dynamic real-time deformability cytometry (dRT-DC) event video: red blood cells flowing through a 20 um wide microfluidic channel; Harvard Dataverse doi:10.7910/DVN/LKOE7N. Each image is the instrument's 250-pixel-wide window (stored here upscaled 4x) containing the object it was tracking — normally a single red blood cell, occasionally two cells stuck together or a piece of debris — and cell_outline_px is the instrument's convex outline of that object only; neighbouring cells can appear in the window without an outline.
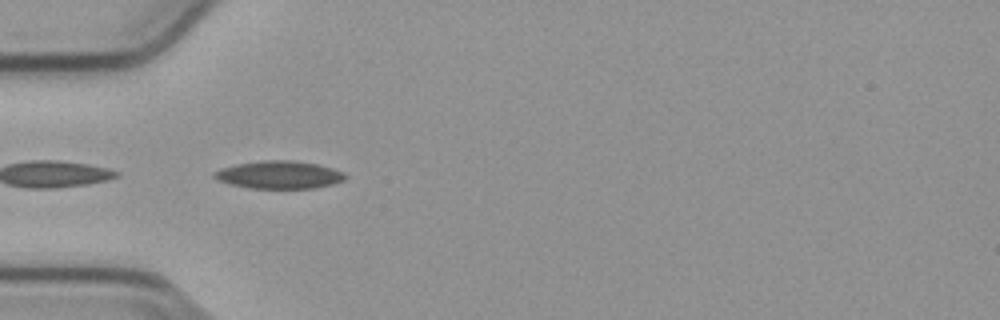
{"species": "common noctule bat (a hibernating species)", "species_latin": "Nyctalus noctula", "temperature_condition": "cold", "stored_images_in_passage": 5, "camera_frame_rate_fps": 3000, "um_per_image_px": 0.085, "animal": {"sex": "male", "body_mass_g": 23.1, "forearm_length_mm": 52.7}, "frame": {"image": 1, "passage_image": 2, "time_ms": 0.333, "image_size_px": [1000, 320], "cell_outline_px": [[348, 176], [344, 180], [332, 184], [316, 188], [252, 188], [232, 184], [220, 180], [212, 176], [212, 172], [220, 168], [236, 164], [260, 160], [292, 160], [316, 164], [332, 168], [344, 172]], "centroid_in_image_um": [23.74, 14.85], "position_along_channel_um": 61.3, "area_um2": 21.15}}